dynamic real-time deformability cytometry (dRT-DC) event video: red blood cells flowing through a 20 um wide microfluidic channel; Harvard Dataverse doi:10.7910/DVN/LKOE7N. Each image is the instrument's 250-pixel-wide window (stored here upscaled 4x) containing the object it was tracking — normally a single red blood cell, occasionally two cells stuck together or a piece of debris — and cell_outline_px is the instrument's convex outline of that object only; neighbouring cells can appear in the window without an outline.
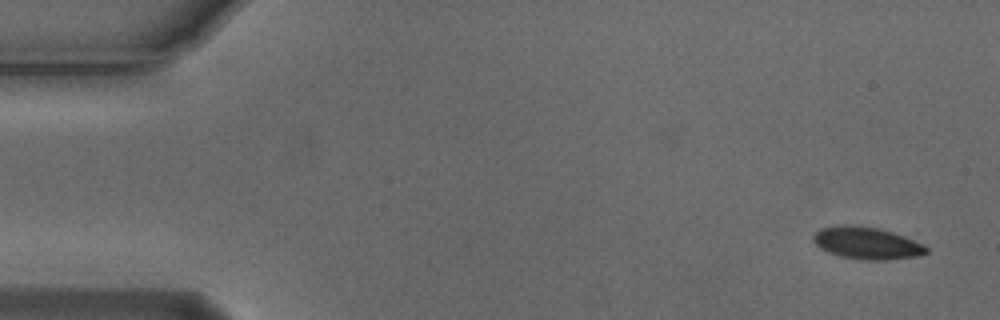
{"species": "Egyptian fruit bat (a non-hibernating species)", "species_latin": "Rousettus aegyptiacus", "temperature_condition": "cold", "stored_images_in_passage": 4, "camera_frame_rate_fps": 3000, "um_per_image_px": 0.085, "animal": {"sex": "male"}, "frame": {"image": 1, "passage_image": 1, "time_ms": 0.0, "image_size_px": [1000, 320], "cell_outline_px": [[928, 252], [916, 256], [884, 260], [864, 260], [840, 256], [828, 252], [820, 248], [812, 240], [812, 236], [820, 228], [876, 228], [892, 232], [904, 236], [924, 244], [928, 248]], "centroid_in_image_um": [73.73, 20.72], "position_along_channel_um": 11.3, "area_um2": 20.23}}
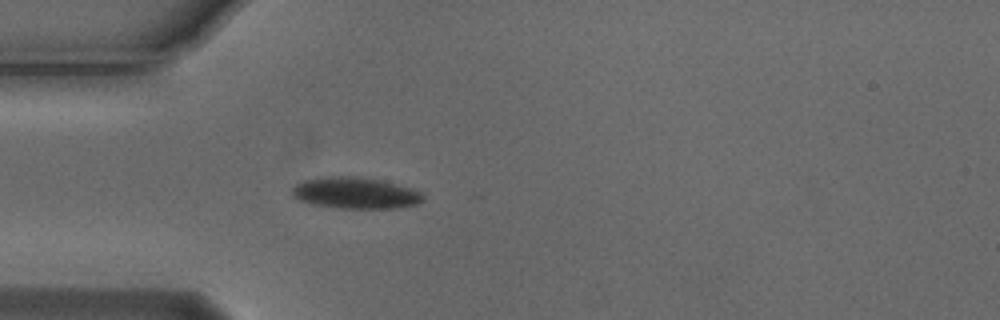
{"frame": {"image": 2, "passage_image": 4, "time_ms": 1.0, "image_size_px": [1000, 320], "cell_outline_px": [[424, 200], [416, 204], [400, 208], [340, 208], [312, 204], [300, 200], [292, 196], [292, 188], [296, 184], [304, 180], [324, 176], [352, 176], [384, 180], [412, 188], [420, 192], [424, 196]], "centroid_in_image_um": [30.22, 16.4], "position_along_channel_um": 54.8, "area_um2": 24.1}}